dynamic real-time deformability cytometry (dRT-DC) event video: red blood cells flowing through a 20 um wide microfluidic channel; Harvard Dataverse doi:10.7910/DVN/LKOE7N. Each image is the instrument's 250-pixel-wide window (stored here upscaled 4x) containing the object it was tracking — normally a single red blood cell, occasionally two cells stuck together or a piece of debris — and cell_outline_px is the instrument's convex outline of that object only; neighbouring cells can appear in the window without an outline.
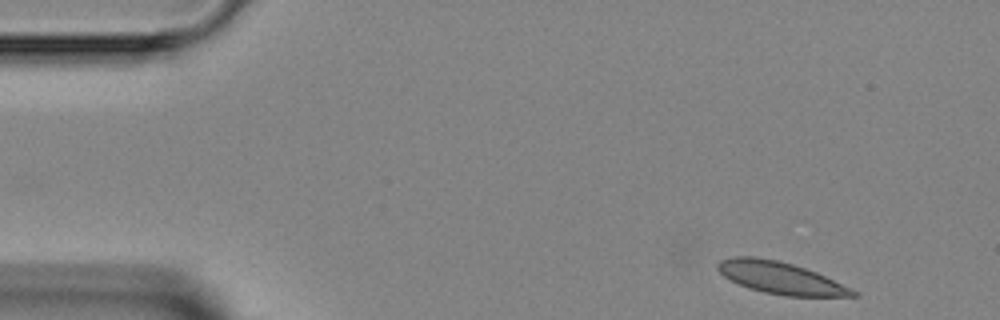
{"species": "Egyptian fruit bat (a non-hibernating species)", "species_latin": "Rousettus aegyptiacus", "temperature_condition": "room temperature", "stored_images_in_passage": 3, "camera_frame_rate_fps": 3000, "um_per_image_px": 0.085, "animal": {"sex": "female"}, "frame": {"image": 1, "passage_image": 1, "time_ms": 0.0, "image_size_px": [1000, 320], "cell_outline_px": [[860, 296], [784, 296], [764, 292], [748, 288], [724, 276], [716, 268], [716, 264], [720, 260], [732, 256], [752, 256], [776, 260], [792, 264], [816, 272], [852, 288], [860, 292]], "centroid_in_image_um": [66.36, 23.62], "position_along_channel_um": 18.6, "area_um2": 25.14}}